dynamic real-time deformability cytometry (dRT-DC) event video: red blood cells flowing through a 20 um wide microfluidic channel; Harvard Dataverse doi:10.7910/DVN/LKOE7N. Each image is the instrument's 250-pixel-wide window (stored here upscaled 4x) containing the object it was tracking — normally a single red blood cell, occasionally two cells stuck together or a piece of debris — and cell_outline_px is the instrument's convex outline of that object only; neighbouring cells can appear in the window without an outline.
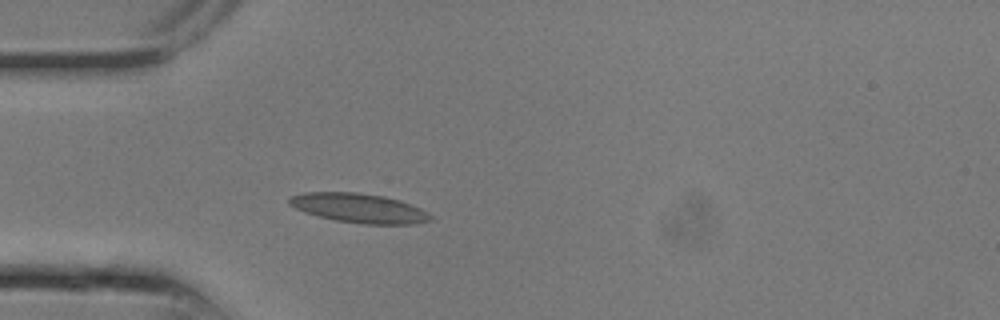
{"species": "common noctule bat (a hibernating species)", "species_latin": "Nyctalus noctula", "temperature_condition": "room temperature", "stored_images_in_passage": 7, "camera_frame_rate_fps": 3000, "um_per_image_px": 0.085, "animal": {"sex": "male", "body_mass_g": 13.3}, "frame": {"image": 1, "passage_image": 4, "time_ms": 1.0, "image_size_px": [1000, 320], "cell_outline_px": [[432, 220], [412, 224], [364, 224], [336, 220], [316, 216], [304, 212], [288, 204], [288, 200], [292, 196], [304, 192], [356, 192], [384, 196], [400, 200], [420, 208], [428, 212], [432, 216]], "centroid_in_image_um": [30.51, 17.69], "position_along_channel_um": 54.5, "area_um2": 24.16}}
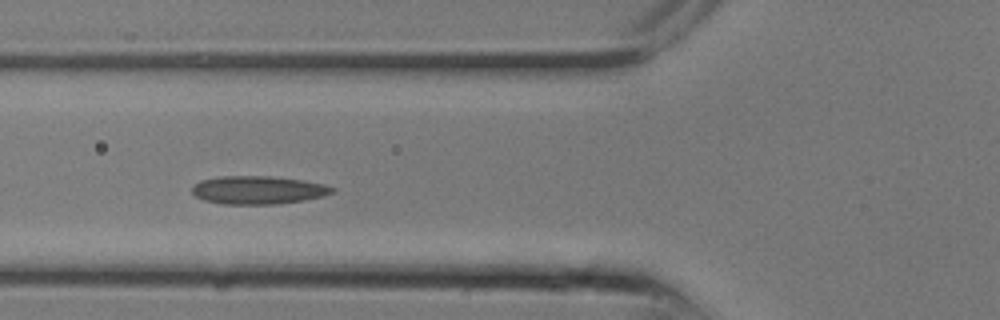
{"frame": {"image": 2, "passage_image": 6, "time_ms": 1.667, "image_size_px": [1000, 320], "cell_outline_px": [[336, 192], [324, 196], [304, 200], [276, 204], [224, 204], [204, 200], [196, 196], [192, 192], [192, 184], [200, 180], [220, 176], [272, 176], [304, 180], [324, 184], [336, 188]], "centroid_in_image_um": [21.96, 16.14], "position_along_channel_um": 103.8, "area_um2": 23.24}}